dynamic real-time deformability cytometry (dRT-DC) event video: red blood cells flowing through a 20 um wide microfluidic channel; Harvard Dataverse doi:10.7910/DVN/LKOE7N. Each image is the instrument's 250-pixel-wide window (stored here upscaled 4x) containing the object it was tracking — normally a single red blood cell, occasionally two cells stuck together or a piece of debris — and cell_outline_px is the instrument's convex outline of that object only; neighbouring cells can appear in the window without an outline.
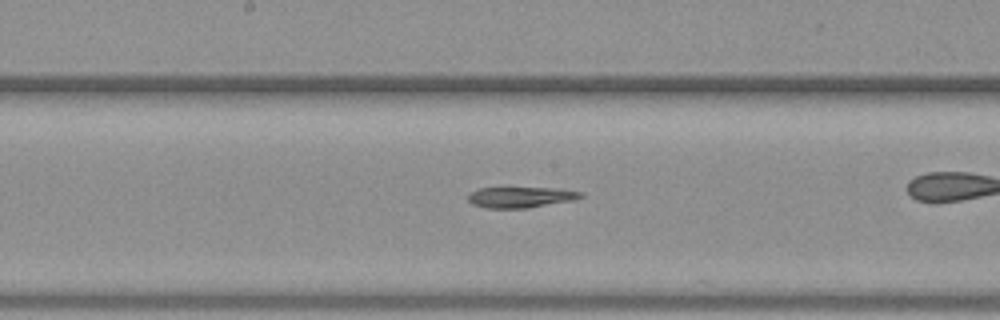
{"species": "common noctule bat (a hibernating species)", "species_latin": "Nyctalus noctula", "temperature_condition": "warm", "stored_images_in_passage": 38, "camera_frame_rate_fps": 3000, "um_per_image_px": 0.085, "animal": {"sex": "female", "body_mass_g": 19.3, "forearm_length_mm": 54.1}, "frame": {"image": 1, "passage_image": 17, "time_ms": 5.333, "image_size_px": [1000, 320], "cell_outline_px": [[584, 196], [576, 200], [528, 208], [488, 208], [472, 204], [468, 200], [468, 196], [472, 192], [480, 188], [560, 188], [584, 192]], "centroid_in_image_um": [44.34, 16.76], "position_along_channel_um": 203.9, "area_um2": 13.76}}